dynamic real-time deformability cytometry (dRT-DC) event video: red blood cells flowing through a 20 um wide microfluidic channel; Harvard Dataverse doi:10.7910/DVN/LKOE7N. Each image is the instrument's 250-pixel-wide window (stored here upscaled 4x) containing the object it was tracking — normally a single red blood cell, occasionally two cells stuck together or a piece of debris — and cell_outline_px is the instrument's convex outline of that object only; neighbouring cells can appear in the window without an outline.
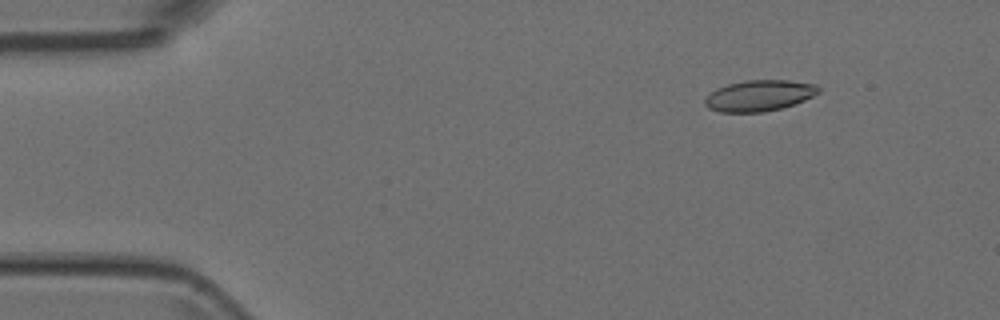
{"species": "Egyptian fruit bat (a non-hibernating species)", "species_latin": "Rousettus aegyptiacus", "temperature_condition": "room temperature", "stored_images_in_passage": 5, "camera_frame_rate_fps": 3000, "um_per_image_px": 0.085, "animal": {"sex": "female"}, "frame": {"image": 1, "passage_image": 2, "time_ms": 0.333, "image_size_px": [1000, 320], "cell_outline_px": [[820, 92], [804, 100], [780, 108], [764, 112], [720, 112], [708, 108], [704, 104], [704, 96], [716, 88], [728, 84], [748, 80], [788, 80], [816, 84], [820, 88]], "centroid_in_image_um": [64.49, 8.12], "position_along_channel_um": 20.5, "area_um2": 20.58}}
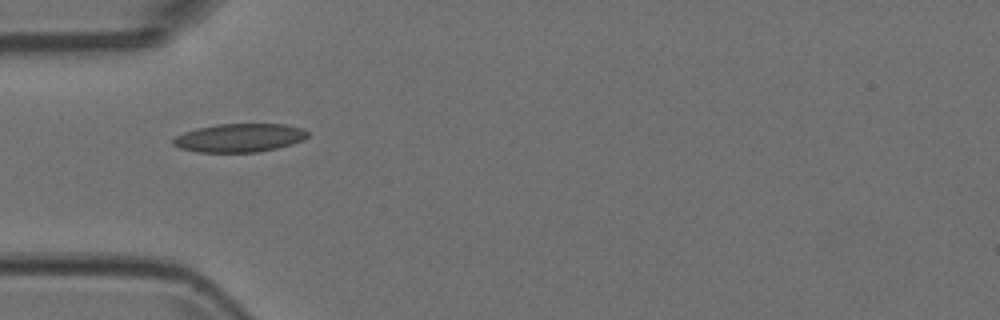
{"frame": {"image": 2, "passage_image": 5, "time_ms": 1.333, "image_size_px": [1000, 320], "cell_outline_px": [[308, 136], [304, 140], [292, 144], [276, 148], [256, 152], [196, 152], [180, 148], [172, 144], [172, 140], [176, 136], [184, 132], [196, 128], [216, 124], [284, 124], [304, 128], [308, 132]], "centroid_in_image_um": [20.36, 11.71], "position_along_channel_um": 64.6, "area_um2": 22.43}}